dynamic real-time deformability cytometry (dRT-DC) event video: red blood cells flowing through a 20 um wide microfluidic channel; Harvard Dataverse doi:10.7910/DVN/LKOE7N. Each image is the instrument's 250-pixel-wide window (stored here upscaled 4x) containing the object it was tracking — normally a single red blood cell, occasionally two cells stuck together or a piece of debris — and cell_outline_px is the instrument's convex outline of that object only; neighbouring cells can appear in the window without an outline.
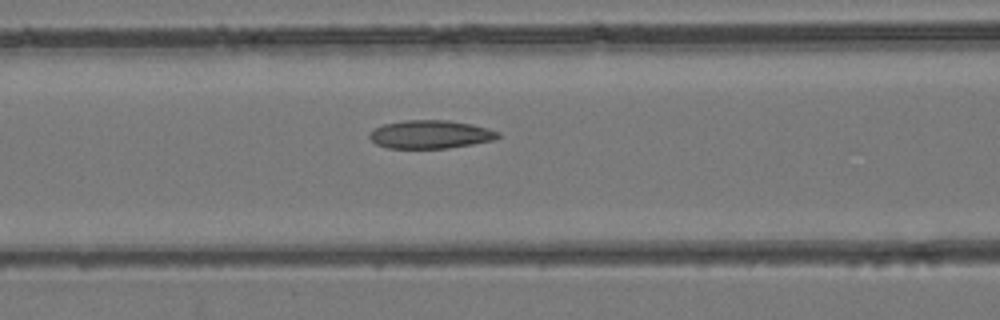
{"species": "common noctule bat (a hibernating species)", "species_latin": "Nyctalus noctula", "temperature_condition": "room temperature", "stored_images_in_passage": 45, "camera_frame_rate_fps": 3000, "um_per_image_px": 0.085, "animal": {"sex": "female", "body_mass_g": 24.6, "forearm_length_mm": 56.2}, "frame": {"image": 1, "passage_image": 19, "time_ms": 6.0, "image_size_px": [1000, 320], "cell_outline_px": [[500, 136], [496, 140], [448, 148], [388, 148], [376, 144], [368, 136], [368, 132], [384, 124], [404, 120], [448, 120], [472, 124], [488, 128], [500, 132]], "centroid_in_image_um": [36.6, 11.42], "position_along_channel_um": 130.0, "area_um2": 21.27}}
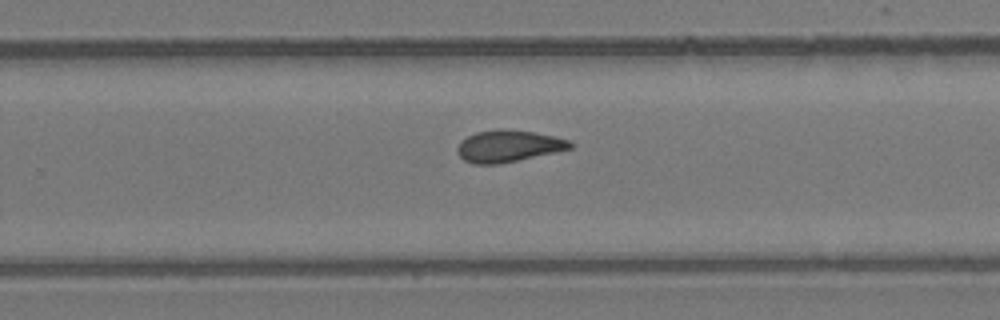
{"frame": {"image": 2, "passage_image": 29, "time_ms": 9.333, "image_size_px": [1000, 320], "cell_outline_px": [[572, 148], [556, 152], [500, 164], [472, 164], [464, 160], [456, 152], [456, 148], [460, 140], [476, 132], [500, 128], [536, 132], [568, 140], [572, 144]], "centroid_in_image_um": [43.16, 12.42], "position_along_channel_um": 286.6, "area_um2": 21.04}}
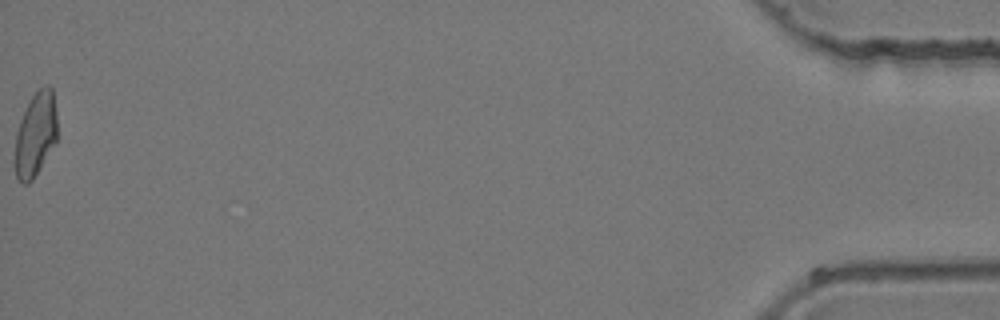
{"frame": {"image": 3, "passage_image": 45, "time_ms": 14.667, "image_size_px": [1000, 320], "cell_outline_px": [[56, 144], [32, 180], [28, 184], [24, 184], [16, 176], [12, 164], [12, 160], [16, 132], [20, 120], [32, 96], [44, 84], [48, 84], [52, 88], [56, 112]], "centroid_in_image_um": [2.99, 11.47], "position_along_channel_um": 432.2, "area_um2": 21.15}}